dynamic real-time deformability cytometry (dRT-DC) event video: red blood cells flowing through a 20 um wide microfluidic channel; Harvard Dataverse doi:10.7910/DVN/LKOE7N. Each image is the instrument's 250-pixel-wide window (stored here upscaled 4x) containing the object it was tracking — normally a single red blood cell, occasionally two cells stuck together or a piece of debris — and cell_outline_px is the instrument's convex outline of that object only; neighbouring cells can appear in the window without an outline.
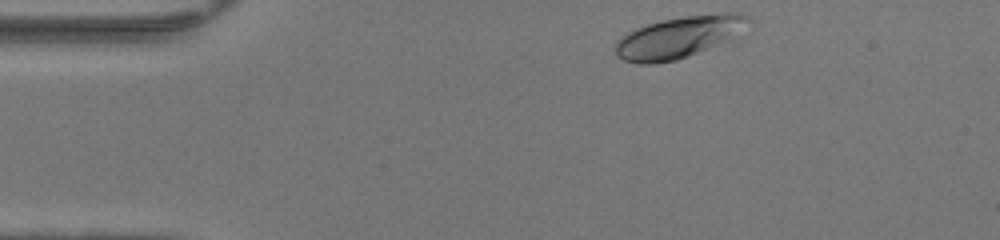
{"species": "human", "species_latin": "Homo sapiens", "temperature_condition": "warm", "stored_images_in_passage": 42, "camera_frame_rate_fps": 3000, "um_per_image_px": 0.085, "donor": {"sex": "female"}, "frame": {"image": 1, "passage_image": 1, "time_ms": 0.0, "image_size_px": [1000, 240], "cell_outline_px": [[752, 20], [736, 40], [676, 60], [656, 64], [636, 64], [624, 60], [616, 56], [612, 48], [616, 40], [628, 32], [636, 28], [660, 20], [684, 16], [724, 12], [740, 12], [748, 16]], "centroid_in_image_um": [57.77, 3.16], "position_along_channel_um": 27.2, "area_um2": 33.41}}
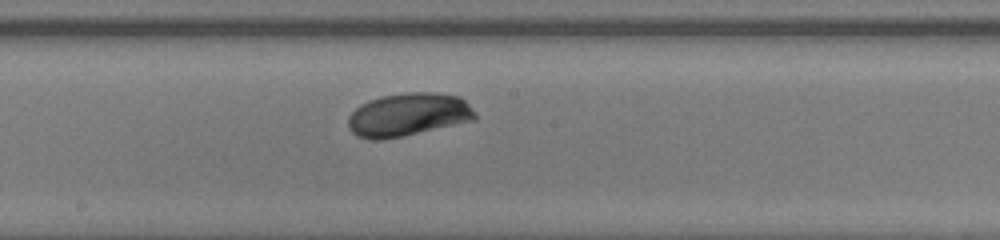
{"frame": {"image": 2, "passage_image": 19, "time_ms": 6.0, "image_size_px": [1000, 240], "cell_outline_px": [[476, 120], [404, 136], [380, 140], [368, 140], [356, 136], [348, 128], [348, 116], [360, 104], [368, 100], [380, 96], [404, 92], [436, 92], [460, 96], [476, 112]], "centroid_in_image_um": [34.68, 9.75], "position_along_channel_um": 213.5, "area_um2": 32.43}}
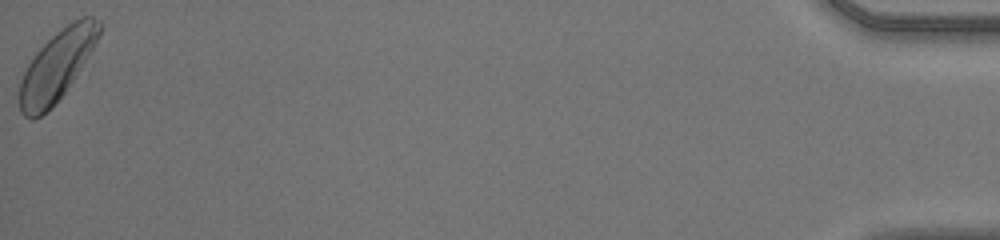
{"frame": {"image": 3, "passage_image": 42, "time_ms": 13.667, "image_size_px": [1000, 240], "cell_outline_px": [[100, 32], [92, 48], [76, 76], [64, 92], [40, 116], [32, 120], [28, 120], [20, 112], [20, 80], [28, 64], [36, 52], [56, 32], [72, 20], [84, 16], [92, 16], [100, 20]], "centroid_in_image_um": [4.81, 5.56], "position_along_channel_um": 430.4, "area_um2": 31.67}, "authors_computed_cell_mechanics": {"area_um2": 30.6918, "velocity_mm_per_s": 4.1918, "shape_relaxation_time_tau1_ms": 2.4381, "shape_relaxation_time_tau2_ms": null, "deformation_change_tau1": 0.1433, "deformation_change_tau2": null}}